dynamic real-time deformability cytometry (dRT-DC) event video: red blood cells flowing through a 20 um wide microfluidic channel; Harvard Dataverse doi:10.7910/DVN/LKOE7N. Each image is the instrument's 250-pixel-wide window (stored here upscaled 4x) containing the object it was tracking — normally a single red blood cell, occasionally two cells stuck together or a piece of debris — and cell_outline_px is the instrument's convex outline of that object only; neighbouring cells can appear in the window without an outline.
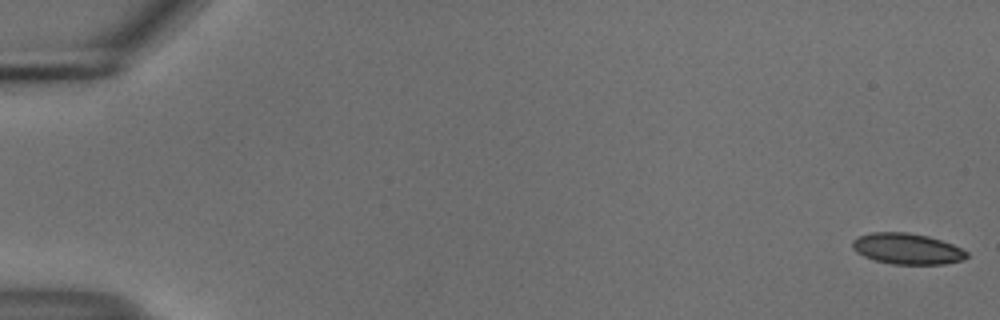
{"species": "common noctule bat (a hibernating species)", "species_latin": "Nyctalus noctula", "temperature_condition": "cold", "stored_images_in_passage": 55, "camera_frame_rate_fps": 3000, "um_per_image_px": 0.085, "animal": {"sex": "male", "body_mass_g": 18.8}, "frame": {"image": 1, "passage_image": 1, "time_ms": 0.0, "image_size_px": [1000, 320], "cell_outline_px": [[968, 256], [964, 260], [944, 264], [892, 264], [876, 260], [864, 256], [856, 252], [852, 248], [852, 240], [860, 236], [872, 232], [908, 232], [928, 236], [952, 244], [968, 252]], "centroid_in_image_um": [77.11, 21.14], "position_along_channel_um": 7.9, "area_um2": 20.58}}
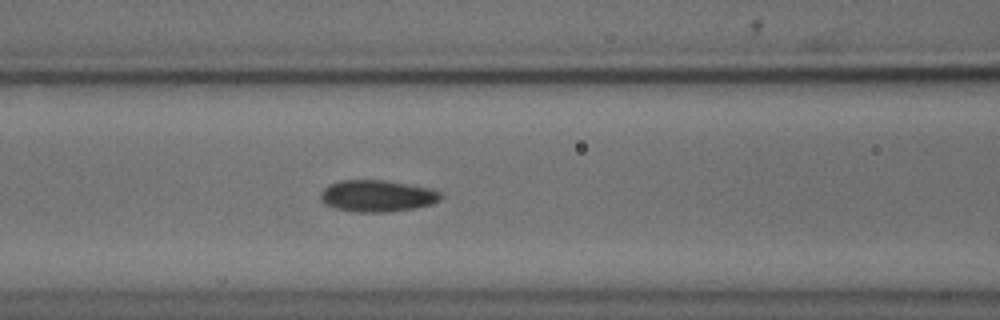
{"frame": {"image": 2, "passage_image": 24, "time_ms": 7.667, "image_size_px": [1000, 320], "cell_outline_px": [[440, 200], [432, 204], [412, 208], [388, 212], [356, 212], [336, 208], [324, 204], [320, 200], [320, 192], [328, 184], [340, 180], [384, 180], [408, 184], [428, 188], [440, 192]], "centroid_in_image_um": [32.0, 16.65], "position_along_channel_um": 134.6, "area_um2": 22.14}}
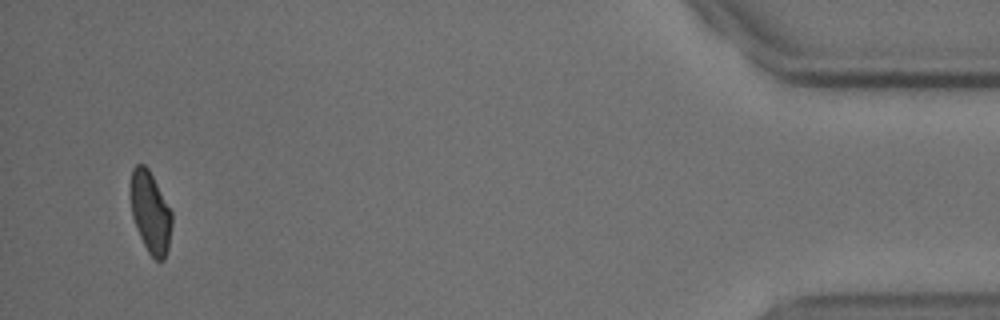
{"frame": {"image": 3, "passage_image": 53, "time_ms": 17.333, "image_size_px": [1000, 320], "cell_outline_px": [[172, 224], [168, 248], [164, 260], [156, 260], [148, 252], [140, 236], [132, 216], [128, 192], [132, 168], [136, 164], [144, 164], [148, 168], [172, 212]], "centroid_in_image_um": [12.75, 18.01], "position_along_channel_um": 422.4, "area_um2": 19.83}, "authors_computed_cell_mechanics": {"area_um2": 20.9236, "velocity_mm_per_s": 3.7265, "shape_relaxation_time_tau1_ms": 5.5541, "shape_relaxation_time_tau2_ms": 4.7025, "deformation_change_tau1": 0.1152, "deformation_change_tau2": 0.0692}}